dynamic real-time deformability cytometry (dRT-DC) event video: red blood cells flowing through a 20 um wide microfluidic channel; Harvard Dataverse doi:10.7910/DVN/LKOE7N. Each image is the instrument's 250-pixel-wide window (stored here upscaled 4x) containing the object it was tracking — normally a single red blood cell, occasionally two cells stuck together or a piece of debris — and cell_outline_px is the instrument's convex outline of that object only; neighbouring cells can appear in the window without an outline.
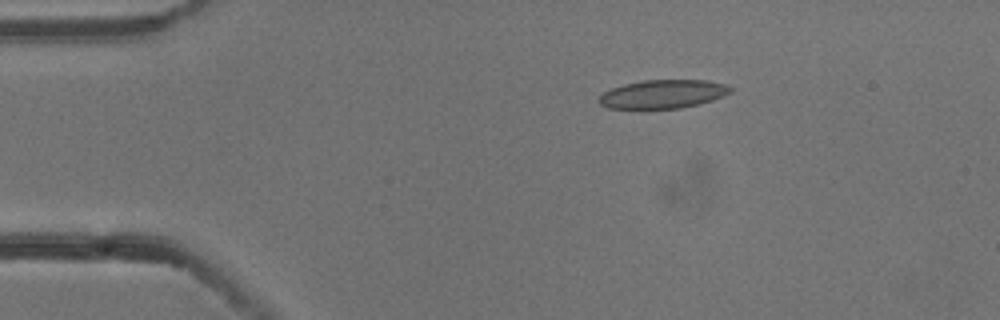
{"species": "common noctule bat (a hibernating species)", "species_latin": "Nyctalus noctula", "temperature_condition": "cold", "stored_images_in_passage": 5, "camera_frame_rate_fps": 3000, "um_per_image_px": 0.085, "animal": {"sex": "male", "body_mass_g": 13.3}, "frame": {"image": 1, "passage_image": 3, "time_ms": 0.667, "image_size_px": [1000, 320], "cell_outline_px": [[732, 92], [712, 100], [680, 108], [608, 108], [600, 104], [596, 100], [604, 92], [612, 88], [624, 84], [644, 80], [708, 80], [728, 84], [732, 88]], "centroid_in_image_um": [56.36, 7.98], "position_along_channel_um": 28.6, "area_um2": 21.79}}